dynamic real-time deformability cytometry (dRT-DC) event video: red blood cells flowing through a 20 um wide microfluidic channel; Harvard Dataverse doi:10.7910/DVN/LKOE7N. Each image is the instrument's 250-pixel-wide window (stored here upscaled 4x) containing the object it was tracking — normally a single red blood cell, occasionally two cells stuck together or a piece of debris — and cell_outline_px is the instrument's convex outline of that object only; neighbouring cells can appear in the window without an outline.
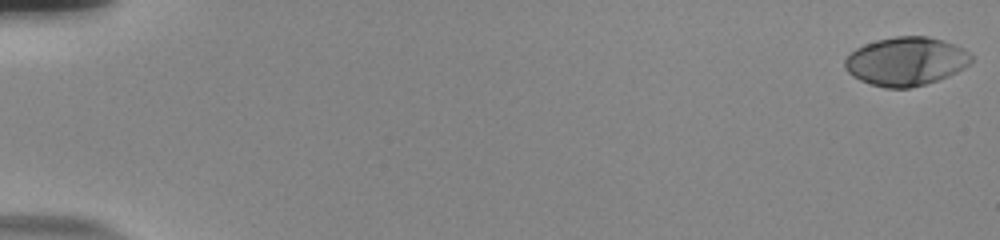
{"species": "human", "species_latin": "Homo sapiens", "temperature_condition": "room temperature", "stored_images_in_passage": 56, "camera_frame_rate_fps": 3000, "um_per_image_px": 0.085, "donor": {"sex": "male"}, "frame": {"image": 1, "passage_image": 1, "time_ms": 0.0, "image_size_px": [1000, 240], "cell_outline_px": [[972, 60], [964, 68], [948, 76], [912, 88], [884, 88], [860, 80], [852, 76], [844, 68], [844, 60], [856, 48], [864, 44], [876, 40], [896, 36], [928, 36], [944, 40], [964, 48], [972, 56]], "centroid_in_image_um": [77.0, 5.21], "position_along_channel_um": 8.0, "area_um2": 35.84}}
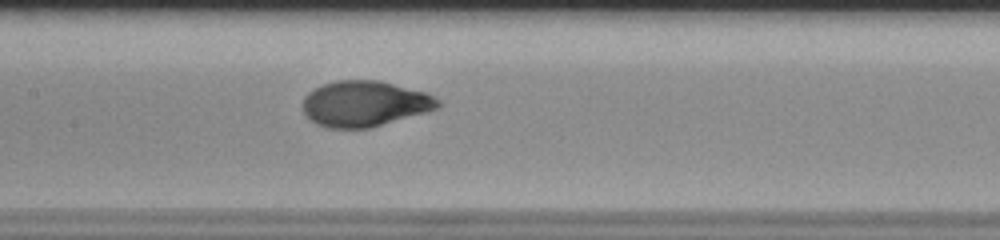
{"frame": {"image": 2, "passage_image": 29, "time_ms": 9.333, "image_size_px": [1000, 240], "cell_outline_px": [[440, 108], [368, 128], [328, 128], [316, 124], [304, 112], [304, 96], [308, 92], [324, 84], [336, 80], [380, 80], [428, 92], [440, 100]], "centroid_in_image_um": [31.03, 8.8], "position_along_channel_um": 176.4, "area_um2": 35.95}}
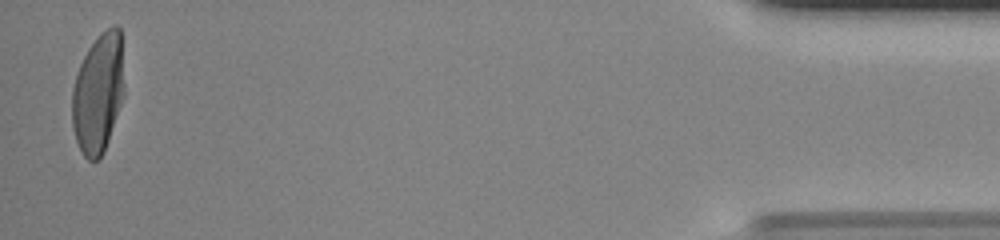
{"frame": {"image": 3, "passage_image": 55, "time_ms": 18.0, "image_size_px": [1000, 240], "cell_outline_px": [[124, 96], [104, 152], [96, 160], [88, 160], [84, 156], [76, 140], [72, 128], [72, 88], [80, 64], [88, 48], [108, 28], [116, 24], [120, 28], [124, 84]], "centroid_in_image_um": [8.35, 7.95], "position_along_channel_um": 426.9, "area_um2": 36.18}, "authors_computed_cell_mechanics": {"area_um2": 35.6048, "velocity_mm_per_s": 3.7821, "shape_relaxation_time_tau1_ms": 4.1336, "shape_relaxation_time_tau2_ms": null, "deformation_change_tau1": 0.2224, "deformation_change_tau2": null}}